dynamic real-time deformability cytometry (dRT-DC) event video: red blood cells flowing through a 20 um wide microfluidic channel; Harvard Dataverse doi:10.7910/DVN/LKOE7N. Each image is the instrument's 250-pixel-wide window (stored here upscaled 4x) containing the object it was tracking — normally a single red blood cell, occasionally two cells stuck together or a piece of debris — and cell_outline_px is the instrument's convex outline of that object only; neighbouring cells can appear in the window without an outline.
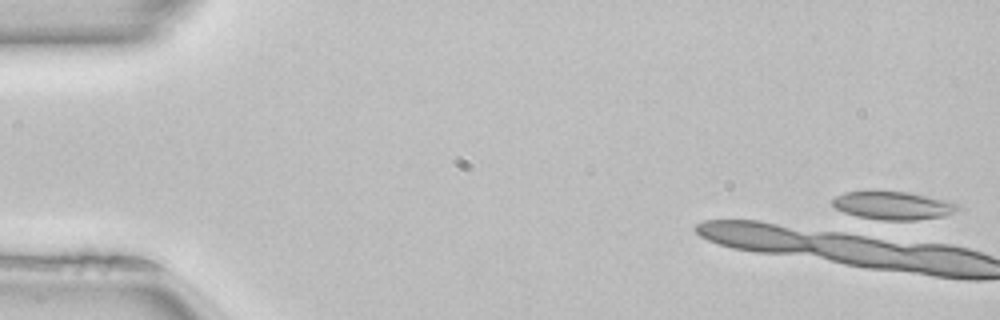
{"species": "common noctule bat (a hibernating species)", "species_latin": "Nyctalus noctula", "temperature_condition": "room temperature", "stored_images_in_passage": 10, "camera_frame_rate_fps": 3000, "um_per_image_px": 0.085, "animal": {"sex": "female", "body_mass_g": 22.7, "forearm_length_mm": 54.2}, "frame": {"image": 1, "passage_image": 1, "time_ms": 0.0, "image_size_px": [1000, 320], "cell_outline_px": [[964, 208], [944, 216], [916, 220], [864, 220], [844, 212], [836, 208], [832, 204], [832, 200], [836, 196], [844, 192], [876, 188], [908, 192], [944, 200], [960, 204]], "centroid_in_image_um": [75.85, 17.44], "position_along_channel_um": 9.1, "area_um2": 21.62}}